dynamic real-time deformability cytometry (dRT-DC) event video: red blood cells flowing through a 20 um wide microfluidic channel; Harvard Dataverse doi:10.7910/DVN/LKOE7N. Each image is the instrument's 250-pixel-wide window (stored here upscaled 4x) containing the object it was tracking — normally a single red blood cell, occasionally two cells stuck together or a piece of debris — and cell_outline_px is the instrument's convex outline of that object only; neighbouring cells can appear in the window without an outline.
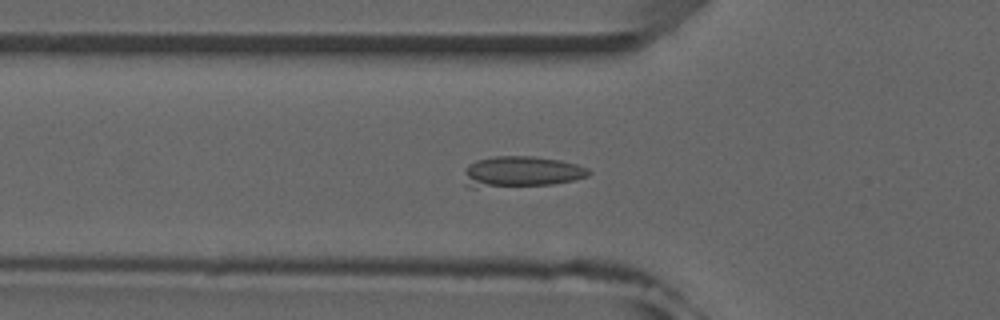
{"species": "common noctule bat (a hibernating species)", "species_latin": "Nyctalus noctula", "temperature_condition": "room temperature", "stored_images_in_passage": 40, "camera_frame_rate_fps": 3000, "um_per_image_px": 0.085, "animal": {"sex": "male", "forearm_length_mm": 52.5}, "frame": {"image": 1, "passage_image": 5, "time_ms": 1.333, "image_size_px": [1000, 320], "cell_outline_px": [[592, 172], [588, 176], [572, 180], [552, 184], [476, 188], [468, 188], [464, 184], [464, 168], [468, 164], [476, 160], [496, 156], [532, 156], [560, 160], [576, 164], [588, 168]], "centroid_in_image_um": [44.24, 14.6], "position_along_channel_um": 81.6, "area_um2": 22.72}}
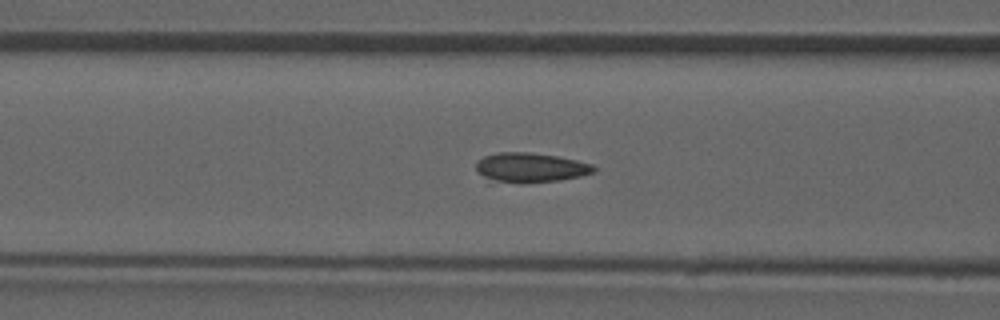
{"frame": {"image": 2, "passage_image": 8, "time_ms": 2.333, "image_size_px": [1000, 320], "cell_outline_px": [[596, 168], [592, 172], [580, 176], [560, 180], [524, 184], [488, 184], [476, 168], [476, 164], [484, 156], [500, 152], [528, 152], [556, 156], [576, 160], [592, 164]], "centroid_in_image_um": [44.99, 14.29], "position_along_channel_um": 121.6, "area_um2": 20.87}}
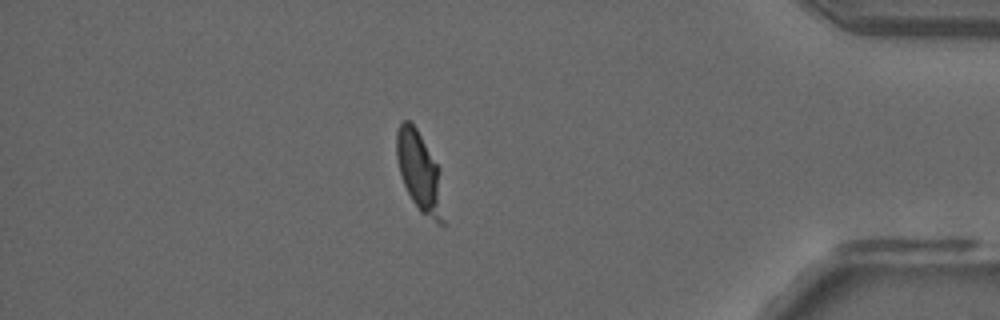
{"frame": {"image": 3, "passage_image": 32, "time_ms": 10.333, "image_size_px": [1000, 320], "cell_outline_px": [[444, 224], [440, 224], [420, 212], [412, 200], [404, 184], [400, 172], [396, 156], [396, 132], [400, 124], [404, 120], [408, 120], [416, 128], [440, 168], [444, 220]], "centroid_in_image_um": [35.67, 14.62], "position_along_channel_um": 399.5, "area_um2": 21.73}}